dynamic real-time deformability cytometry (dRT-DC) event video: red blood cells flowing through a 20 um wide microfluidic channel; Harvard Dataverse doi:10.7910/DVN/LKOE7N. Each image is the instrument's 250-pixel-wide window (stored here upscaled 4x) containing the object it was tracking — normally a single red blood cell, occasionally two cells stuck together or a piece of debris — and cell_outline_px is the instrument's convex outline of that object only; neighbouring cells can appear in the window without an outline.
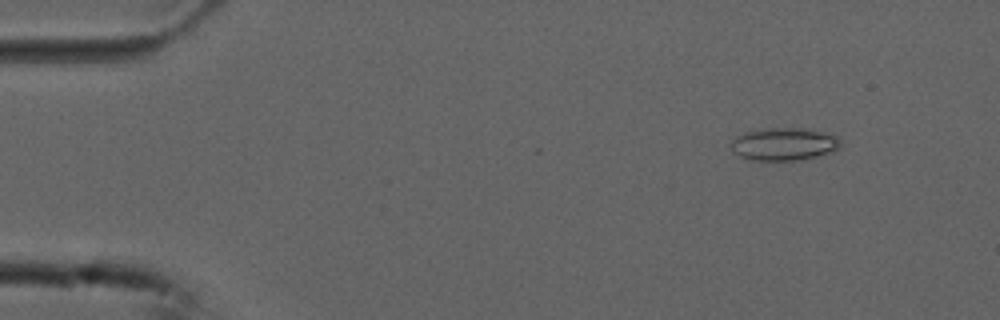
{"species": "common noctule bat (a hibernating species)", "species_latin": "Nyctalus noctula", "temperature_condition": "cold", "stored_images_in_passage": 5, "camera_frame_rate_fps": 3000, "um_per_image_px": 0.085, "animal": {"sex": "male", "forearm_length_mm": 52.5}, "frame": {"image": 1, "passage_image": 2, "time_ms": 0.333, "image_size_px": [1000, 320], "cell_outline_px": [[840, 148], [832, 152], [800, 160], [752, 160], [740, 156], [732, 148], [732, 140], [736, 136], [744, 132], [764, 128], [812, 128], [836, 136], [840, 140]], "centroid_in_image_um": [66.67, 12.23], "position_along_channel_um": 18.3, "area_um2": 20.92}}